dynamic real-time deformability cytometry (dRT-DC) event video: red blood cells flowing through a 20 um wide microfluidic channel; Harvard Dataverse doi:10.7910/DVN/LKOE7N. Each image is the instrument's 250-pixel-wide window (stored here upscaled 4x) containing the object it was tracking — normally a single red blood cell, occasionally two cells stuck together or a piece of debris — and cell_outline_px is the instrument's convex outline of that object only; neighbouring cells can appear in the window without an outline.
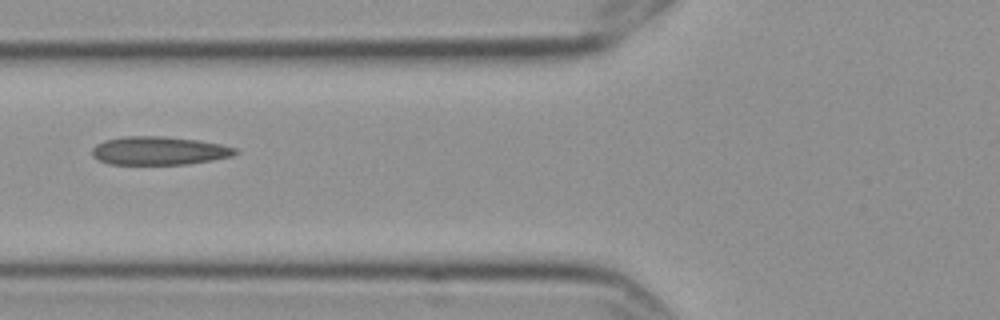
{"species": "Egyptian fruit bat (a non-hibernating species)", "species_latin": "Rousettus aegyptiacus", "temperature_condition": "cold", "stored_images_in_passage": 5, "camera_frame_rate_fps": 3000, "um_per_image_px": 0.085, "frame": {"image": 1, "passage_image": 3, "time_ms": 0.667, "image_size_px": [1000, 320], "cell_outline_px": [[240, 152], [232, 156], [212, 160], [188, 164], [108, 164], [96, 160], [92, 156], [92, 148], [96, 144], [104, 140], [124, 136], [164, 136], [196, 140], [220, 144], [236, 148]], "centroid_in_image_um": [13.49, 12.81], "position_along_channel_um": 112.3, "area_um2": 23.81}}
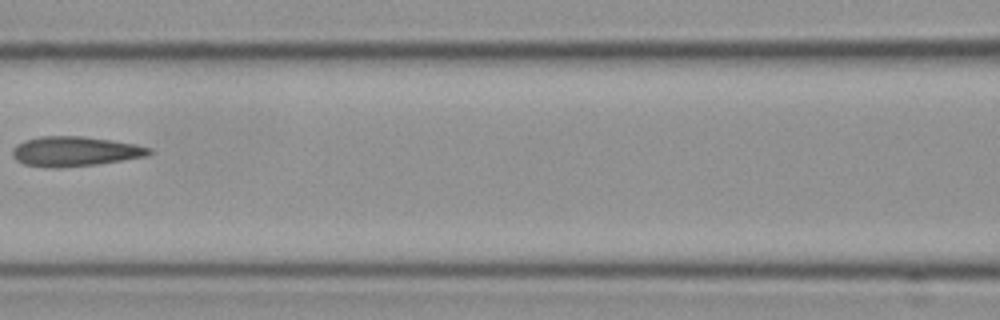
{"frame": {"image": 2, "passage_image": 4, "time_ms": 1.0, "image_size_px": [1000, 320], "cell_outline_px": [[152, 152], [148, 156], [96, 164], [56, 168], [24, 164], [16, 160], [12, 156], [12, 148], [16, 144], [24, 140], [40, 136], [84, 136], [112, 140], [136, 144], [152, 148]], "centroid_in_image_um": [6.36, 12.85], "position_along_channel_um": 160.2, "area_um2": 23.81}}
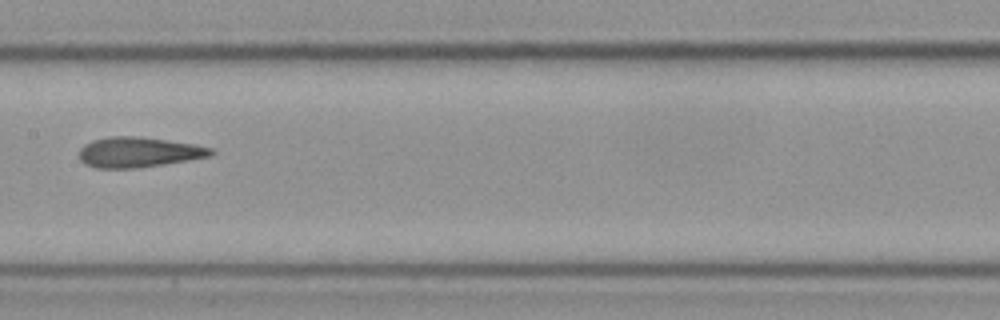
{"frame": {"image": 3, "passage_image": 5, "time_ms": 1.333, "image_size_px": [1000, 320], "cell_outline_px": [[216, 152], [212, 156], [164, 164], [136, 168], [96, 168], [84, 164], [80, 160], [80, 148], [84, 144], [92, 140], [112, 136], [136, 136], [196, 144], [212, 148]], "centroid_in_image_um": [11.79, 12.94], "position_along_channel_um": 195.6, "area_um2": 23.29}}